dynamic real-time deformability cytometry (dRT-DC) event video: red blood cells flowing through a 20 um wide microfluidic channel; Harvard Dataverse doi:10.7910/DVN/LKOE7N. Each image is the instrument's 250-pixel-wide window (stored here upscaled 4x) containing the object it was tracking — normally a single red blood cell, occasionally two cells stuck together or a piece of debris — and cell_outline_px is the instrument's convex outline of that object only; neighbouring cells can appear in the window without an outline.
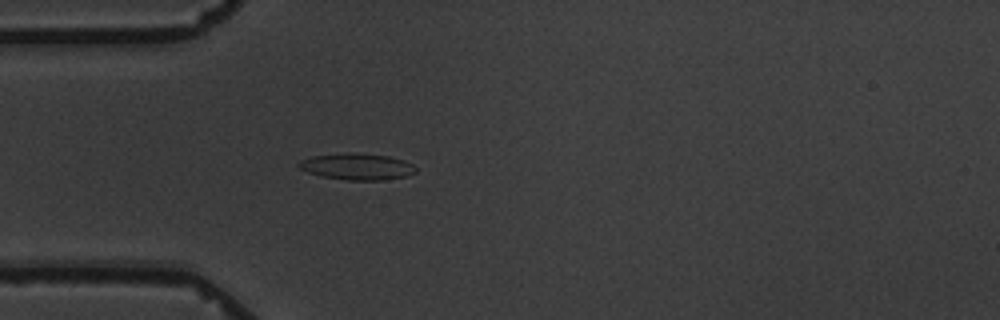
{"species": "common noctule bat (a hibernating species)", "species_latin": "Nyctalus noctula", "temperature_condition": "warm", "stored_images_in_passage": 4, "camera_frame_rate_fps": 3000, "um_per_image_px": 0.085, "animal": {"sex": "male", "body_mass_g": 19.5, "forearm_length_mm": 54.6}, "frame": {"image": 1, "passage_image": 4, "time_ms": 3.667, "image_size_px": [1000, 320], "cell_outline_px": [[416, 172], [408, 176], [384, 180], [348, 180], [320, 176], [308, 172], [300, 168], [296, 164], [300, 160], [312, 156], [344, 152], [352, 152], [388, 156], [404, 160], [412, 164], [416, 168]], "centroid_in_image_um": [30.34, 14.15], "position_along_channel_um": 54.7, "area_um2": 18.21}}